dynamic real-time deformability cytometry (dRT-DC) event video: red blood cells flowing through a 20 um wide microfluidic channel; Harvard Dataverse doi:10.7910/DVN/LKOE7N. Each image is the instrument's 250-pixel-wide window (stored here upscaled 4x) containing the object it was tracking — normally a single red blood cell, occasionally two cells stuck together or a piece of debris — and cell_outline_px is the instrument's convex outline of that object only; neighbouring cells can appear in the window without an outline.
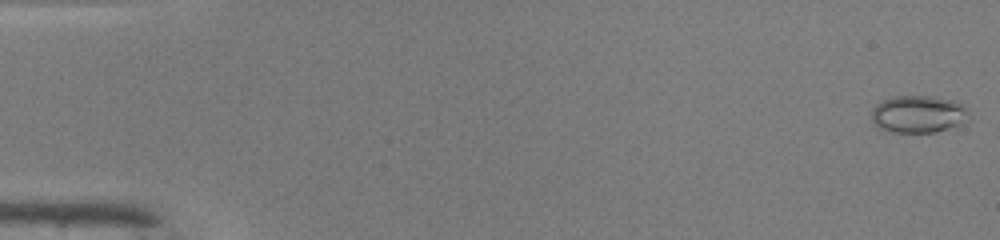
{"species": "common noctule bat (a hibernating species)", "species_latin": "Nyctalus noctula", "temperature_condition": "warm", "stored_images_in_passage": 50, "camera_frame_rate_fps": 3000, "um_per_image_px": 0.085, "animal": {"sex": "male", "body_mass_g": 19.0, "forearm_length_mm": 50.8}, "frame": {"image": 1, "passage_image": 1, "time_ms": 0.0, "image_size_px": [1000, 240], "cell_outline_px": [[968, 112], [960, 124], [936, 132], [892, 132], [880, 128], [872, 120], [872, 108], [876, 104], [884, 100], [896, 96], [932, 96], [956, 100], [964, 104]], "centroid_in_image_um": [78.05, 9.68], "position_along_channel_um": 7.0, "area_um2": 20.98}}
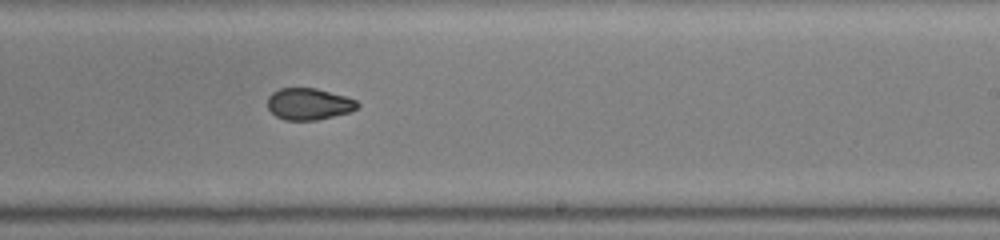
{"frame": {"image": 2, "passage_image": 31, "time_ms": 10.0, "image_size_px": [1000, 240], "cell_outline_px": [[360, 104], [352, 112], [316, 120], [284, 120], [276, 116], [268, 108], [268, 96], [272, 92], [280, 88], [316, 88], [348, 96], [356, 100]], "centroid_in_image_um": [26.27, 8.83], "position_along_channel_um": 262.7, "area_um2": 16.76}}
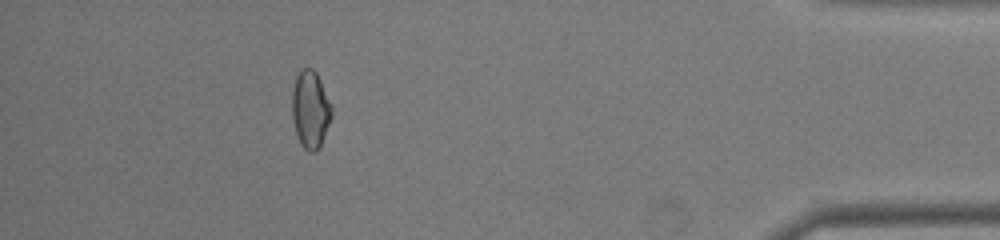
{"frame": {"image": 3, "passage_image": 45, "time_ms": 14.667, "image_size_px": [1000, 240], "cell_outline_px": [[332, 116], [324, 136], [316, 152], [308, 152], [300, 144], [296, 136], [292, 120], [292, 88], [296, 76], [304, 68], [312, 68], [316, 72], [332, 104]], "centroid_in_image_um": [26.37, 9.32], "position_along_channel_um": 408.8, "area_um2": 18.03}, "authors_computed_cell_mechanics": {"area_um2": 17.7446, "velocity_mm_per_s": 4.163, "shape_relaxation_time_tau1_ms": null, "shape_relaxation_time_tau2_ms": 2.3656, "deformation_change_tau1": null, "deformation_change_tau2": 0.0559}}